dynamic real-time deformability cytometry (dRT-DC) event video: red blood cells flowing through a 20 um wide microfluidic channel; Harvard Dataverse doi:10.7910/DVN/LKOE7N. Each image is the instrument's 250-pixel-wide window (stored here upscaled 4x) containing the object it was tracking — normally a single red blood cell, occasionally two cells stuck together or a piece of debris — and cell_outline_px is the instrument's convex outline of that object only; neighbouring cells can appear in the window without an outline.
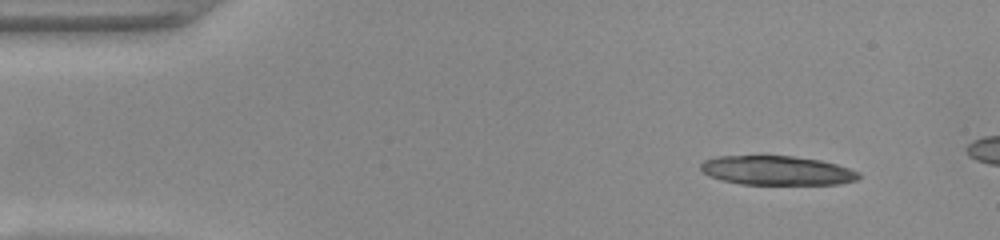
{"species": "common noctule bat (a hibernating species)", "species_latin": "Nyctalus noctula", "temperature_condition": "warm", "stored_images_in_passage": 10, "camera_frame_rate_fps": 3000, "um_per_image_px": 0.085, "animal": {"sex": "female", "body_mass_g": 22.0, "forearm_length_mm": 56.7}, "frame": {"image": 1, "passage_image": 1, "time_ms": 0.0, "image_size_px": [1000, 240], "cell_outline_px": [[860, 176], [856, 180], [840, 184], [740, 184], [708, 176], [700, 168], [700, 164], [704, 160], [716, 156], [792, 156], [820, 160], [836, 164], [860, 172]], "centroid_in_image_um": [66.03, 14.49], "position_along_channel_um": 19.0, "area_um2": 26.82}}